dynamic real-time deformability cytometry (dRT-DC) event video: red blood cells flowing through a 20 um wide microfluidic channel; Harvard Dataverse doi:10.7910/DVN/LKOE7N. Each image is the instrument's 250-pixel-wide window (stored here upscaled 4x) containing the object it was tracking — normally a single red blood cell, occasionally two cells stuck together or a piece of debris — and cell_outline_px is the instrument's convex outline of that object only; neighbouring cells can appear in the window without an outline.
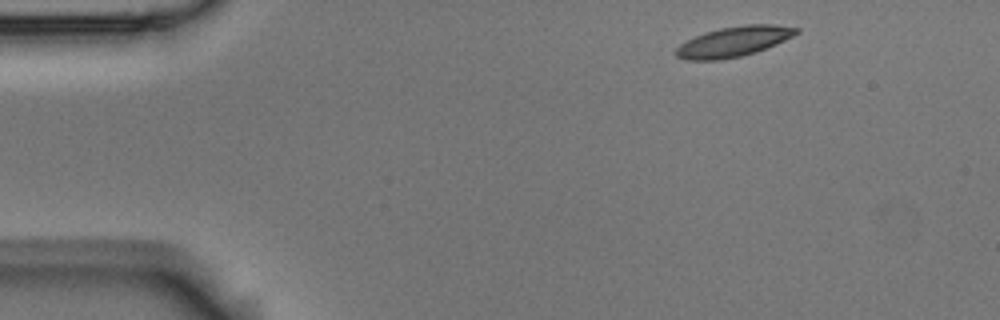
{"species": "Egyptian fruit bat (a non-hibernating species)", "species_latin": "Rousettus aegyptiacus", "temperature_condition": "room temperature", "stored_images_in_passage": 4, "camera_frame_rate_fps": 3000, "um_per_image_px": 0.085, "animal": {"sex": "male"}, "frame": {"image": 1, "passage_image": 1, "time_ms": 0.0, "image_size_px": [1000, 320], "cell_outline_px": [[800, 32], [784, 40], [756, 52], [740, 56], [716, 60], [688, 60], [676, 56], [676, 48], [680, 44], [704, 32], [720, 28], [744, 24], [776, 24], [800, 28]], "centroid_in_image_um": [62.38, 3.52], "position_along_channel_um": 22.6, "area_um2": 20.98}}
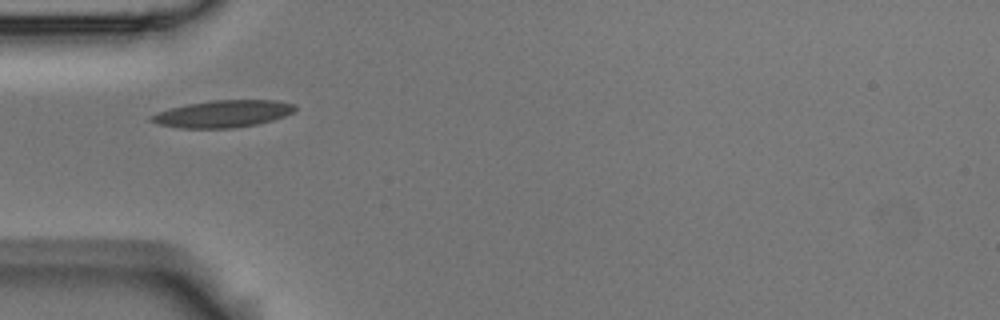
{"frame": {"image": 2, "passage_image": 4, "time_ms": 1.0, "image_size_px": [1000, 320], "cell_outline_px": [[296, 108], [292, 112], [284, 116], [272, 120], [256, 124], [232, 128], [180, 128], [160, 124], [148, 120], [148, 116], [156, 112], [168, 108], [188, 104], [212, 100], [280, 100], [296, 104]], "centroid_in_image_um": [18.92, 9.66], "position_along_channel_um": 66.1, "area_um2": 22.77}}